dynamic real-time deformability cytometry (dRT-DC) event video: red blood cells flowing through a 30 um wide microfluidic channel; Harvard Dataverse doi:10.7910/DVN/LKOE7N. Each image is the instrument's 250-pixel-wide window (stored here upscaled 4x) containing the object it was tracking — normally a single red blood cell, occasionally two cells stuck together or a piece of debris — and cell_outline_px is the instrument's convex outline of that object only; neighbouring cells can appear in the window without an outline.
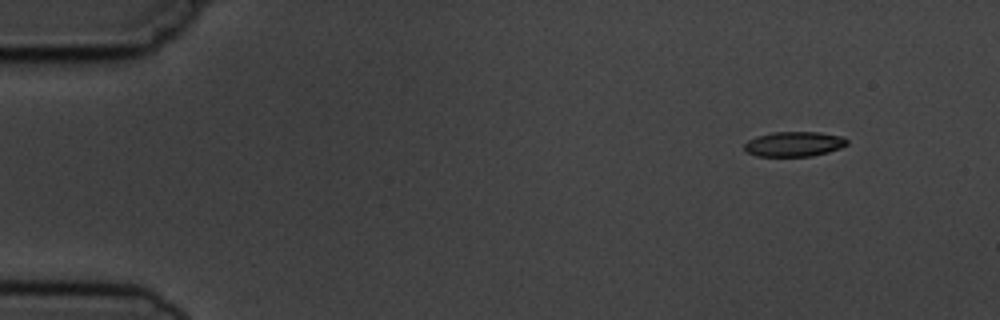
{"species": "common noctule bat (a hibernating species)", "species_latin": "Nyctalus noctula", "temperature_condition": "cold", "stored_images_in_passage": 5, "camera_frame_rate_fps": 3000, "um_per_image_px": 0.085, "animal": {"sex": "male", "body_mass_g": 19.5, "forearm_length_mm": 54.6}, "frame": {"image": 1, "passage_image": 1, "time_ms": 0.0, "image_size_px": [1000, 320], "cell_outline_px": [[848, 144], [840, 148], [828, 152], [812, 156], [756, 156], [748, 152], [744, 148], [744, 144], [748, 140], [756, 136], [772, 132], [820, 132], [844, 136], [848, 140]], "centroid_in_image_um": [67.52, 12.23], "position_along_channel_um": 17.5, "area_um2": 15.03}}
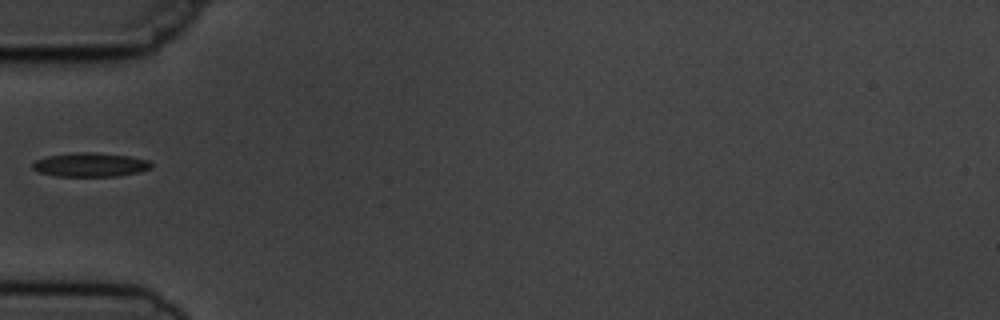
{"frame": {"image": 2, "passage_image": 4, "time_ms": 4.333, "image_size_px": [1000, 320], "cell_outline_px": [[152, 168], [136, 172], [116, 176], [56, 176], [40, 172], [32, 168], [32, 164], [36, 160], [48, 156], [76, 152], [96, 152], [128, 156], [148, 160], [152, 164]], "centroid_in_image_um": [7.67, 14.0], "position_along_channel_um": 77.3, "area_um2": 16.42}}
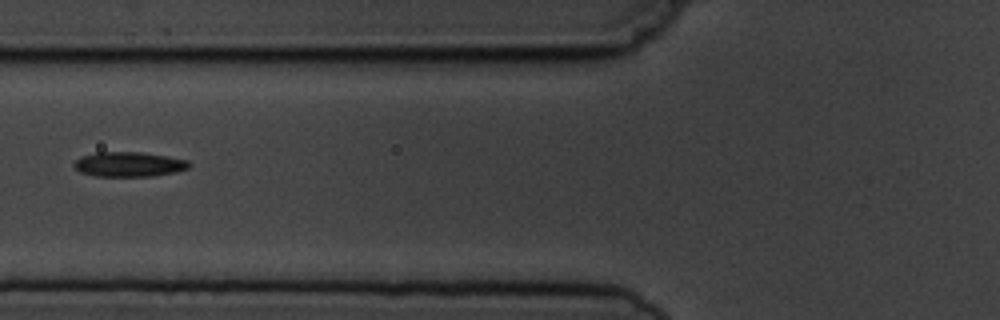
{"frame": {"image": 3, "passage_image": 5, "time_ms": 5.333, "image_size_px": [1000, 320], "cell_outline_px": [[192, 164], [188, 168], [176, 172], [152, 176], [96, 176], [80, 172], [72, 164], [80, 156], [96, 152], [140, 152], [168, 156], [188, 160]], "centroid_in_image_um": [10.97, 13.96], "position_along_channel_um": 114.8, "area_um2": 16.7}}